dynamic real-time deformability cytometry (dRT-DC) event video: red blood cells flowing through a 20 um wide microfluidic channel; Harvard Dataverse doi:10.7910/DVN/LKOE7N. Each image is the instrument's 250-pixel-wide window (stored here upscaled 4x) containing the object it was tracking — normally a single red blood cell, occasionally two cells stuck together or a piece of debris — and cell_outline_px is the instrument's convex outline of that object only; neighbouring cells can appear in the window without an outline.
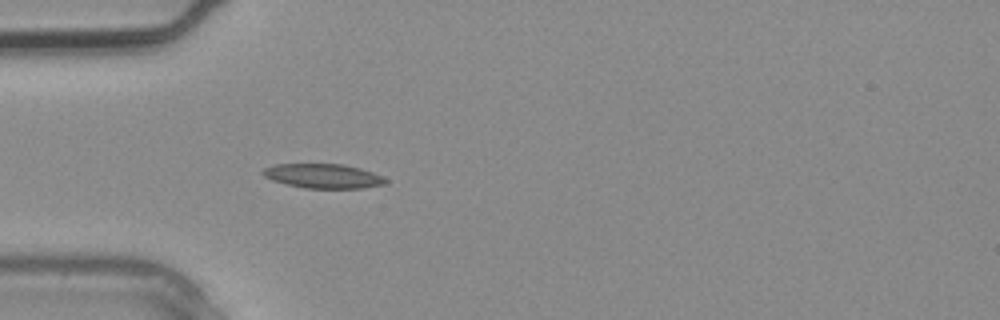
{"species": "common noctule bat (a hibernating species)", "species_latin": "Nyctalus noctula", "temperature_condition": "warm", "stored_images_in_passage": 1, "camera_frame_rate_fps": 3000, "um_per_image_px": 0.085, "animal": {"sex": "male", "body_mass_g": 20.4}, "frame": {"image": 1, "passage_image": 1, "time_ms": 0.0, "image_size_px": [1000, 320], "cell_outline_px": [[388, 184], [360, 188], [304, 188], [272, 180], [264, 176], [260, 172], [264, 168], [272, 164], [344, 164], [360, 168], [372, 172], [388, 180]], "centroid_in_image_um": [27.46, 14.95], "position_along_channel_um": 57.5, "area_um2": 17.46}}